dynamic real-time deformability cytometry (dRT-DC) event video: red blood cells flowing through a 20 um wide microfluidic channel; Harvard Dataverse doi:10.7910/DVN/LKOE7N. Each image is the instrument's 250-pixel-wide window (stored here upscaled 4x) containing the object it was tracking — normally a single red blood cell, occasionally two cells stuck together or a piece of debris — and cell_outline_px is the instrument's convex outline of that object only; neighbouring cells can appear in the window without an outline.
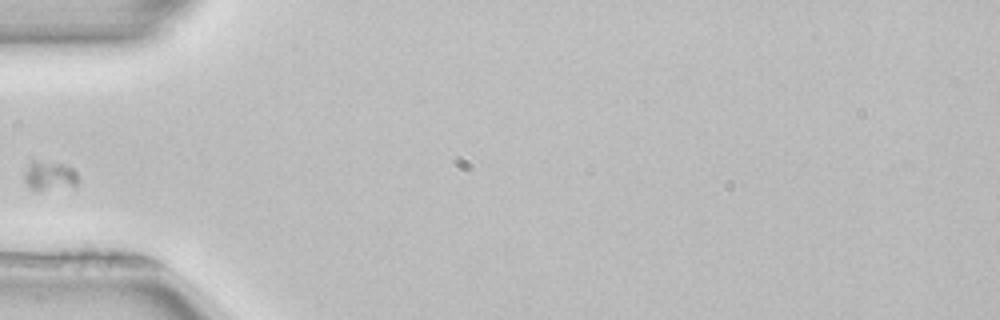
{"species": "common noctule bat (a hibernating species)", "species_latin": "Nyctalus noctula", "temperature_condition": "room temperature", "stored_images_in_passage": 35, "camera_frame_rate_fps": 3000, "um_per_image_px": 0.085, "animal": {"sex": "female", "body_mass_g": 22.7, "forearm_length_mm": 54.2}, "frame": {"image": 1, "passage_image": 1, "time_ms": 0.0, "image_size_px": [1000, 320], "cell_outline_px": [[80, 180], [76, 188], [40, 192], [36, 192], [28, 188], [24, 180], [24, 176], [28, 160], [36, 160], [64, 164], [72, 168], [76, 172]], "centroid_in_image_um": [4.23, 15.0], "position_along_channel_um": 80.8, "area_um2": 10.12}}